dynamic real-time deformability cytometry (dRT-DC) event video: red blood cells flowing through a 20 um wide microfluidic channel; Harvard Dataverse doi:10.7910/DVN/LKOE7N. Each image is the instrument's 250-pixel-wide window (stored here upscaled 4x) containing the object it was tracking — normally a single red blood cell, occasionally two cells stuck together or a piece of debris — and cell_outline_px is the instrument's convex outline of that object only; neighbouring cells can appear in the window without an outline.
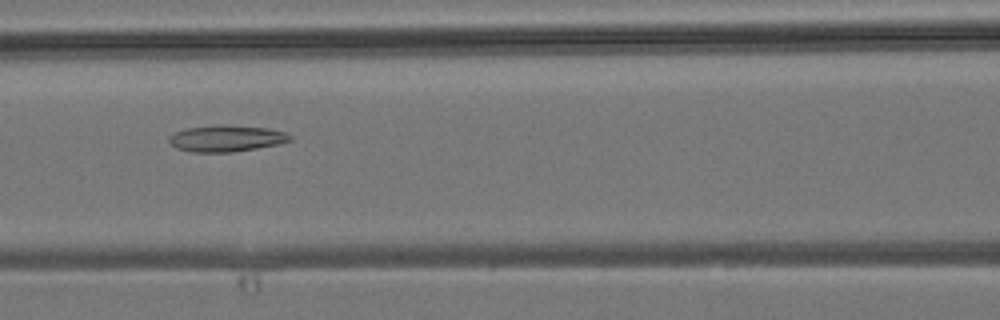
{"species": "common noctule bat (a hibernating species)", "species_latin": "Nyctalus noctula", "temperature_condition": "room temperature", "stored_images_in_passage": 6, "camera_frame_rate_fps": 3000, "um_per_image_px": 0.085, "animal": {"sex": "male", "body_mass_g": 19.2, "forearm_length_mm": 51.8}, "frame": {"image": 1, "passage_image": 6, "time_ms": 6.667, "image_size_px": [1000, 320], "cell_outline_px": [[292, 140], [276, 144], [256, 148], [232, 152], [192, 152], [176, 148], [168, 140], [168, 136], [172, 132], [184, 128], [216, 124], [224, 124], [268, 128], [284, 132], [292, 136]], "centroid_in_image_um": [19.18, 11.74], "position_along_channel_um": 147.4, "area_um2": 18.84}}